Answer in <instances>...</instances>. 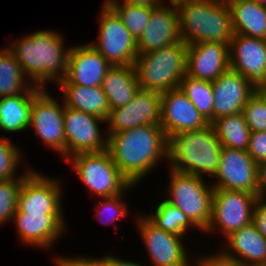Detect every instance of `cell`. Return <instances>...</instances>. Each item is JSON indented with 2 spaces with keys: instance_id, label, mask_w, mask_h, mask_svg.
<instances>
[{
  "instance_id": "cell-1",
  "label": "cell",
  "mask_w": 266,
  "mask_h": 266,
  "mask_svg": "<svg viewBox=\"0 0 266 266\" xmlns=\"http://www.w3.org/2000/svg\"><path fill=\"white\" fill-rule=\"evenodd\" d=\"M107 150L120 173L133 185H139L152 170L168 162V139L157 124L109 135Z\"/></svg>"
},
{
  "instance_id": "cell-2",
  "label": "cell",
  "mask_w": 266,
  "mask_h": 266,
  "mask_svg": "<svg viewBox=\"0 0 266 266\" xmlns=\"http://www.w3.org/2000/svg\"><path fill=\"white\" fill-rule=\"evenodd\" d=\"M19 35L6 46L17 59L29 81L39 88L64 79L72 45L57 30H37ZM67 42V45L64 43Z\"/></svg>"
},
{
  "instance_id": "cell-3",
  "label": "cell",
  "mask_w": 266,
  "mask_h": 266,
  "mask_svg": "<svg viewBox=\"0 0 266 266\" xmlns=\"http://www.w3.org/2000/svg\"><path fill=\"white\" fill-rule=\"evenodd\" d=\"M181 41L186 45L202 42L230 44L234 32L227 1L189 0L176 5Z\"/></svg>"
},
{
  "instance_id": "cell-4",
  "label": "cell",
  "mask_w": 266,
  "mask_h": 266,
  "mask_svg": "<svg viewBox=\"0 0 266 266\" xmlns=\"http://www.w3.org/2000/svg\"><path fill=\"white\" fill-rule=\"evenodd\" d=\"M221 150L211 124L201 130L182 132L168 139L167 168L211 181L218 170Z\"/></svg>"
},
{
  "instance_id": "cell-5",
  "label": "cell",
  "mask_w": 266,
  "mask_h": 266,
  "mask_svg": "<svg viewBox=\"0 0 266 266\" xmlns=\"http://www.w3.org/2000/svg\"><path fill=\"white\" fill-rule=\"evenodd\" d=\"M186 55L187 45L182 41L139 54L134 66L140 89L164 93L179 88L186 75Z\"/></svg>"
},
{
  "instance_id": "cell-6",
  "label": "cell",
  "mask_w": 266,
  "mask_h": 266,
  "mask_svg": "<svg viewBox=\"0 0 266 266\" xmlns=\"http://www.w3.org/2000/svg\"><path fill=\"white\" fill-rule=\"evenodd\" d=\"M168 185L164 199L183 211L189 220L203 233L212 215L214 188L210 179L167 169ZM166 194V195H165Z\"/></svg>"
},
{
  "instance_id": "cell-7",
  "label": "cell",
  "mask_w": 266,
  "mask_h": 266,
  "mask_svg": "<svg viewBox=\"0 0 266 266\" xmlns=\"http://www.w3.org/2000/svg\"><path fill=\"white\" fill-rule=\"evenodd\" d=\"M92 197L122 194L131 184L120 173L108 150L79 153L65 161Z\"/></svg>"
},
{
  "instance_id": "cell-8",
  "label": "cell",
  "mask_w": 266,
  "mask_h": 266,
  "mask_svg": "<svg viewBox=\"0 0 266 266\" xmlns=\"http://www.w3.org/2000/svg\"><path fill=\"white\" fill-rule=\"evenodd\" d=\"M54 98L48 88H40L33 96L29 132L41 141L43 147L57 152L66 161L64 108L61 98Z\"/></svg>"
},
{
  "instance_id": "cell-9",
  "label": "cell",
  "mask_w": 266,
  "mask_h": 266,
  "mask_svg": "<svg viewBox=\"0 0 266 266\" xmlns=\"http://www.w3.org/2000/svg\"><path fill=\"white\" fill-rule=\"evenodd\" d=\"M258 196L246 191L214 189L212 215L204 235H222L223 239L253 222ZM213 234V235H212Z\"/></svg>"
},
{
  "instance_id": "cell-10",
  "label": "cell",
  "mask_w": 266,
  "mask_h": 266,
  "mask_svg": "<svg viewBox=\"0 0 266 266\" xmlns=\"http://www.w3.org/2000/svg\"><path fill=\"white\" fill-rule=\"evenodd\" d=\"M136 215L135 226L152 266H191L192 254L186 238L158 229L142 212Z\"/></svg>"
},
{
  "instance_id": "cell-11",
  "label": "cell",
  "mask_w": 266,
  "mask_h": 266,
  "mask_svg": "<svg viewBox=\"0 0 266 266\" xmlns=\"http://www.w3.org/2000/svg\"><path fill=\"white\" fill-rule=\"evenodd\" d=\"M101 6L97 37L89 44L112 66L134 65L138 56L137 41L112 9Z\"/></svg>"
},
{
  "instance_id": "cell-12",
  "label": "cell",
  "mask_w": 266,
  "mask_h": 266,
  "mask_svg": "<svg viewBox=\"0 0 266 266\" xmlns=\"http://www.w3.org/2000/svg\"><path fill=\"white\" fill-rule=\"evenodd\" d=\"M65 214L25 213L18 208L14 214L15 227L20 245L52 251L59 239L65 236L67 218Z\"/></svg>"
},
{
  "instance_id": "cell-13",
  "label": "cell",
  "mask_w": 266,
  "mask_h": 266,
  "mask_svg": "<svg viewBox=\"0 0 266 266\" xmlns=\"http://www.w3.org/2000/svg\"><path fill=\"white\" fill-rule=\"evenodd\" d=\"M101 124L105 126L106 121L93 114L65 106L66 160L79 153L101 152L107 149L108 137Z\"/></svg>"
},
{
  "instance_id": "cell-14",
  "label": "cell",
  "mask_w": 266,
  "mask_h": 266,
  "mask_svg": "<svg viewBox=\"0 0 266 266\" xmlns=\"http://www.w3.org/2000/svg\"><path fill=\"white\" fill-rule=\"evenodd\" d=\"M64 183L34 169L22 182L17 208L25 213L64 214Z\"/></svg>"
},
{
  "instance_id": "cell-15",
  "label": "cell",
  "mask_w": 266,
  "mask_h": 266,
  "mask_svg": "<svg viewBox=\"0 0 266 266\" xmlns=\"http://www.w3.org/2000/svg\"><path fill=\"white\" fill-rule=\"evenodd\" d=\"M214 189L246 191L257 195V163L247 150L222 147Z\"/></svg>"
},
{
  "instance_id": "cell-16",
  "label": "cell",
  "mask_w": 266,
  "mask_h": 266,
  "mask_svg": "<svg viewBox=\"0 0 266 266\" xmlns=\"http://www.w3.org/2000/svg\"><path fill=\"white\" fill-rule=\"evenodd\" d=\"M160 114L161 93L139 89L126 106L110 110L104 129L108 137L142 125H160Z\"/></svg>"
},
{
  "instance_id": "cell-17",
  "label": "cell",
  "mask_w": 266,
  "mask_h": 266,
  "mask_svg": "<svg viewBox=\"0 0 266 266\" xmlns=\"http://www.w3.org/2000/svg\"><path fill=\"white\" fill-rule=\"evenodd\" d=\"M230 69L256 89L266 86V40L234 34L229 44Z\"/></svg>"
},
{
  "instance_id": "cell-18",
  "label": "cell",
  "mask_w": 266,
  "mask_h": 266,
  "mask_svg": "<svg viewBox=\"0 0 266 266\" xmlns=\"http://www.w3.org/2000/svg\"><path fill=\"white\" fill-rule=\"evenodd\" d=\"M209 125L180 88L161 93L160 126L167 139L182 132L201 130Z\"/></svg>"
},
{
  "instance_id": "cell-19",
  "label": "cell",
  "mask_w": 266,
  "mask_h": 266,
  "mask_svg": "<svg viewBox=\"0 0 266 266\" xmlns=\"http://www.w3.org/2000/svg\"><path fill=\"white\" fill-rule=\"evenodd\" d=\"M111 67L112 65L89 42L73 44L65 77L57 84L101 86L105 74Z\"/></svg>"
},
{
  "instance_id": "cell-20",
  "label": "cell",
  "mask_w": 266,
  "mask_h": 266,
  "mask_svg": "<svg viewBox=\"0 0 266 266\" xmlns=\"http://www.w3.org/2000/svg\"><path fill=\"white\" fill-rule=\"evenodd\" d=\"M181 41L176 5L159 3L151 11L149 23L137 41L139 54H146Z\"/></svg>"
},
{
  "instance_id": "cell-21",
  "label": "cell",
  "mask_w": 266,
  "mask_h": 266,
  "mask_svg": "<svg viewBox=\"0 0 266 266\" xmlns=\"http://www.w3.org/2000/svg\"><path fill=\"white\" fill-rule=\"evenodd\" d=\"M229 68L228 44L202 42L187 45L186 75L213 82Z\"/></svg>"
},
{
  "instance_id": "cell-22",
  "label": "cell",
  "mask_w": 266,
  "mask_h": 266,
  "mask_svg": "<svg viewBox=\"0 0 266 266\" xmlns=\"http://www.w3.org/2000/svg\"><path fill=\"white\" fill-rule=\"evenodd\" d=\"M212 88L214 120L242 112L257 91L244 76L230 68L212 82Z\"/></svg>"
},
{
  "instance_id": "cell-23",
  "label": "cell",
  "mask_w": 266,
  "mask_h": 266,
  "mask_svg": "<svg viewBox=\"0 0 266 266\" xmlns=\"http://www.w3.org/2000/svg\"><path fill=\"white\" fill-rule=\"evenodd\" d=\"M220 241L222 244L219 248L239 263L266 266V238L253 223L232 232L224 241Z\"/></svg>"
},
{
  "instance_id": "cell-24",
  "label": "cell",
  "mask_w": 266,
  "mask_h": 266,
  "mask_svg": "<svg viewBox=\"0 0 266 266\" xmlns=\"http://www.w3.org/2000/svg\"><path fill=\"white\" fill-rule=\"evenodd\" d=\"M101 88L106 94L110 110L126 106L140 89L135 66H112L105 74Z\"/></svg>"
},
{
  "instance_id": "cell-25",
  "label": "cell",
  "mask_w": 266,
  "mask_h": 266,
  "mask_svg": "<svg viewBox=\"0 0 266 266\" xmlns=\"http://www.w3.org/2000/svg\"><path fill=\"white\" fill-rule=\"evenodd\" d=\"M40 88L33 86L27 92L0 98V130L6 134L29 131L33 96Z\"/></svg>"
},
{
  "instance_id": "cell-26",
  "label": "cell",
  "mask_w": 266,
  "mask_h": 266,
  "mask_svg": "<svg viewBox=\"0 0 266 266\" xmlns=\"http://www.w3.org/2000/svg\"><path fill=\"white\" fill-rule=\"evenodd\" d=\"M65 106L93 114L107 120L110 106L101 86L86 87L76 84H56Z\"/></svg>"
},
{
  "instance_id": "cell-27",
  "label": "cell",
  "mask_w": 266,
  "mask_h": 266,
  "mask_svg": "<svg viewBox=\"0 0 266 266\" xmlns=\"http://www.w3.org/2000/svg\"><path fill=\"white\" fill-rule=\"evenodd\" d=\"M234 34L266 40V6L255 0H227Z\"/></svg>"
},
{
  "instance_id": "cell-28",
  "label": "cell",
  "mask_w": 266,
  "mask_h": 266,
  "mask_svg": "<svg viewBox=\"0 0 266 266\" xmlns=\"http://www.w3.org/2000/svg\"><path fill=\"white\" fill-rule=\"evenodd\" d=\"M142 214L158 229H162L166 232L173 233L182 237L189 236V232L192 230L199 231L202 233L185 215L183 211L178 209L176 206L170 204L164 198L161 199L155 206V209L152 213Z\"/></svg>"
},
{
  "instance_id": "cell-29",
  "label": "cell",
  "mask_w": 266,
  "mask_h": 266,
  "mask_svg": "<svg viewBox=\"0 0 266 266\" xmlns=\"http://www.w3.org/2000/svg\"><path fill=\"white\" fill-rule=\"evenodd\" d=\"M211 125L222 147L248 149L251 131L242 112L219 117Z\"/></svg>"
},
{
  "instance_id": "cell-30",
  "label": "cell",
  "mask_w": 266,
  "mask_h": 266,
  "mask_svg": "<svg viewBox=\"0 0 266 266\" xmlns=\"http://www.w3.org/2000/svg\"><path fill=\"white\" fill-rule=\"evenodd\" d=\"M33 86L7 46L0 47V98L27 92Z\"/></svg>"
},
{
  "instance_id": "cell-31",
  "label": "cell",
  "mask_w": 266,
  "mask_h": 266,
  "mask_svg": "<svg viewBox=\"0 0 266 266\" xmlns=\"http://www.w3.org/2000/svg\"><path fill=\"white\" fill-rule=\"evenodd\" d=\"M135 188H137V185L131 184L122 194L96 198L97 203H95L93 207L94 217H96L101 224L112 225L115 231L118 232L119 227L117 222H122V219L128 218V215L131 213L128 209L129 205L126 203L128 202L126 201V196L128 198L131 190L133 191Z\"/></svg>"
},
{
  "instance_id": "cell-32",
  "label": "cell",
  "mask_w": 266,
  "mask_h": 266,
  "mask_svg": "<svg viewBox=\"0 0 266 266\" xmlns=\"http://www.w3.org/2000/svg\"><path fill=\"white\" fill-rule=\"evenodd\" d=\"M179 88L211 124L214 121L212 82L185 75L179 84Z\"/></svg>"
},
{
  "instance_id": "cell-33",
  "label": "cell",
  "mask_w": 266,
  "mask_h": 266,
  "mask_svg": "<svg viewBox=\"0 0 266 266\" xmlns=\"http://www.w3.org/2000/svg\"><path fill=\"white\" fill-rule=\"evenodd\" d=\"M10 137L5 136L4 133L3 136H0V181L26 178L34 170L32 166L27 165L26 167L25 165L21 174L18 173L19 168L22 167V162H24L22 157L25 156L24 152L21 151V146L12 142Z\"/></svg>"
},
{
  "instance_id": "cell-34",
  "label": "cell",
  "mask_w": 266,
  "mask_h": 266,
  "mask_svg": "<svg viewBox=\"0 0 266 266\" xmlns=\"http://www.w3.org/2000/svg\"><path fill=\"white\" fill-rule=\"evenodd\" d=\"M112 9L126 29L136 41L142 36L144 29L149 23L151 11L154 7L138 5L106 6Z\"/></svg>"
},
{
  "instance_id": "cell-35",
  "label": "cell",
  "mask_w": 266,
  "mask_h": 266,
  "mask_svg": "<svg viewBox=\"0 0 266 266\" xmlns=\"http://www.w3.org/2000/svg\"><path fill=\"white\" fill-rule=\"evenodd\" d=\"M25 178L0 181V227L12 223L17 210L18 194Z\"/></svg>"
},
{
  "instance_id": "cell-36",
  "label": "cell",
  "mask_w": 266,
  "mask_h": 266,
  "mask_svg": "<svg viewBox=\"0 0 266 266\" xmlns=\"http://www.w3.org/2000/svg\"><path fill=\"white\" fill-rule=\"evenodd\" d=\"M251 132L266 131V92L257 90L242 111Z\"/></svg>"
},
{
  "instance_id": "cell-37",
  "label": "cell",
  "mask_w": 266,
  "mask_h": 266,
  "mask_svg": "<svg viewBox=\"0 0 266 266\" xmlns=\"http://www.w3.org/2000/svg\"><path fill=\"white\" fill-rule=\"evenodd\" d=\"M191 252H193L191 266H239V262L236 259L227 256L219 247L212 253L210 251L209 254L204 253L202 255L200 253L199 255L197 252L196 255V251L195 253L194 251Z\"/></svg>"
},
{
  "instance_id": "cell-38",
  "label": "cell",
  "mask_w": 266,
  "mask_h": 266,
  "mask_svg": "<svg viewBox=\"0 0 266 266\" xmlns=\"http://www.w3.org/2000/svg\"><path fill=\"white\" fill-rule=\"evenodd\" d=\"M65 256L57 253L52 258L54 266H104L101 257L77 254L76 256Z\"/></svg>"
},
{
  "instance_id": "cell-39",
  "label": "cell",
  "mask_w": 266,
  "mask_h": 266,
  "mask_svg": "<svg viewBox=\"0 0 266 266\" xmlns=\"http://www.w3.org/2000/svg\"><path fill=\"white\" fill-rule=\"evenodd\" d=\"M247 152L257 164L266 161V131L251 132Z\"/></svg>"
},
{
  "instance_id": "cell-40",
  "label": "cell",
  "mask_w": 266,
  "mask_h": 266,
  "mask_svg": "<svg viewBox=\"0 0 266 266\" xmlns=\"http://www.w3.org/2000/svg\"><path fill=\"white\" fill-rule=\"evenodd\" d=\"M252 223L266 238V198H258L255 201Z\"/></svg>"
},
{
  "instance_id": "cell-41",
  "label": "cell",
  "mask_w": 266,
  "mask_h": 266,
  "mask_svg": "<svg viewBox=\"0 0 266 266\" xmlns=\"http://www.w3.org/2000/svg\"><path fill=\"white\" fill-rule=\"evenodd\" d=\"M108 254L107 252H104L105 255H101V259L103 261L104 266H148L150 265L149 263L147 264H143L142 262H138L134 260H129V259H125V258H119L117 257L118 255H112V252L110 250H108ZM111 252V253H110Z\"/></svg>"
},
{
  "instance_id": "cell-42",
  "label": "cell",
  "mask_w": 266,
  "mask_h": 266,
  "mask_svg": "<svg viewBox=\"0 0 266 266\" xmlns=\"http://www.w3.org/2000/svg\"><path fill=\"white\" fill-rule=\"evenodd\" d=\"M160 0H105L104 6H119V5H138L146 7H156Z\"/></svg>"
},
{
  "instance_id": "cell-43",
  "label": "cell",
  "mask_w": 266,
  "mask_h": 266,
  "mask_svg": "<svg viewBox=\"0 0 266 266\" xmlns=\"http://www.w3.org/2000/svg\"><path fill=\"white\" fill-rule=\"evenodd\" d=\"M257 196L266 198V161L257 164Z\"/></svg>"
},
{
  "instance_id": "cell-44",
  "label": "cell",
  "mask_w": 266,
  "mask_h": 266,
  "mask_svg": "<svg viewBox=\"0 0 266 266\" xmlns=\"http://www.w3.org/2000/svg\"><path fill=\"white\" fill-rule=\"evenodd\" d=\"M185 1H189V0H168V1L160 0V2L163 4H165V2H166V4H172V5H177V4H179L181 2H185Z\"/></svg>"
},
{
  "instance_id": "cell-45",
  "label": "cell",
  "mask_w": 266,
  "mask_h": 266,
  "mask_svg": "<svg viewBox=\"0 0 266 266\" xmlns=\"http://www.w3.org/2000/svg\"><path fill=\"white\" fill-rule=\"evenodd\" d=\"M258 4L266 6V0H255Z\"/></svg>"
},
{
  "instance_id": "cell-46",
  "label": "cell",
  "mask_w": 266,
  "mask_h": 266,
  "mask_svg": "<svg viewBox=\"0 0 266 266\" xmlns=\"http://www.w3.org/2000/svg\"><path fill=\"white\" fill-rule=\"evenodd\" d=\"M239 266H265V265H256V264H243V263H239Z\"/></svg>"
},
{
  "instance_id": "cell-47",
  "label": "cell",
  "mask_w": 266,
  "mask_h": 266,
  "mask_svg": "<svg viewBox=\"0 0 266 266\" xmlns=\"http://www.w3.org/2000/svg\"><path fill=\"white\" fill-rule=\"evenodd\" d=\"M214 1H220V2H225V1H227V0H214Z\"/></svg>"
}]
</instances>
